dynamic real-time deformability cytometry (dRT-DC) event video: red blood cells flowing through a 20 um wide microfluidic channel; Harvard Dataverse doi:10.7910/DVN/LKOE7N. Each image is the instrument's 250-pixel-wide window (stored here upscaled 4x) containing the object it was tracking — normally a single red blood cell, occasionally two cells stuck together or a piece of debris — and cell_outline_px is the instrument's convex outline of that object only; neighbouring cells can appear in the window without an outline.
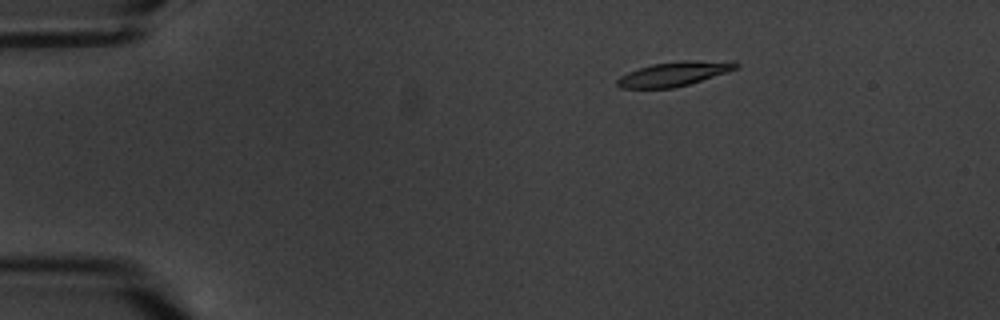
{"species": "common noctule bat (a hibernating species)", "species_latin": "Nyctalus noctula", "temperature_condition": "warm", "stored_images_in_passage": 5, "camera_frame_rate_fps": 3000, "um_per_image_px": 0.085, "animal": {"sex": "male", "body_mass_g": 20.1, "forearm_length_mm": 53.5}, "frame": {"image": 1, "passage_image": 3, "time_ms": 2.333, "image_size_px": [1000, 320], "cell_outline_px": [[740, 64], [736, 68], [688, 84], [672, 88], [620, 88], [616, 84], [616, 80], [620, 76], [628, 72], [652, 64], [680, 60], [692, 60]], "centroid_in_image_um": [57.14, 6.29], "position_along_channel_um": 27.9, "area_um2": 16.18}}